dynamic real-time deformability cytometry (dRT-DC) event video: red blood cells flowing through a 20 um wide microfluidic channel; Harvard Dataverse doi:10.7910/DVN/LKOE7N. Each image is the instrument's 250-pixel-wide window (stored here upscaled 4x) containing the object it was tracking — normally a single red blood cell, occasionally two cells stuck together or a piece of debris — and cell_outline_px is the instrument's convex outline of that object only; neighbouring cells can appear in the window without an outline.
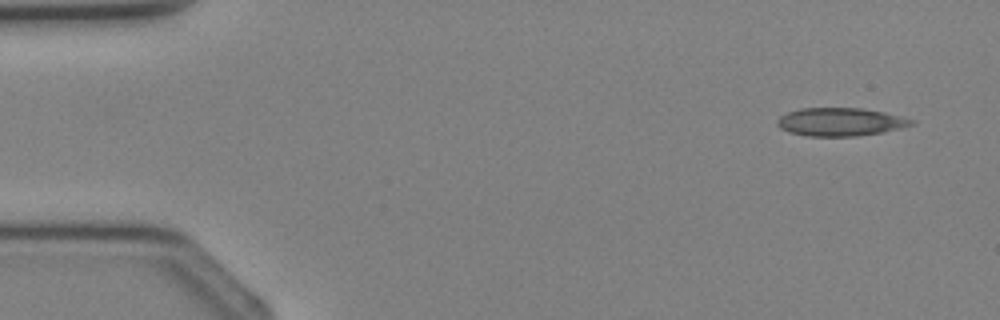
{"species": "Egyptian fruit bat (a non-hibernating species)", "species_latin": "Rousettus aegyptiacus", "temperature_condition": "cold", "stored_images_in_passage": 3, "camera_frame_rate_fps": 3000, "um_per_image_px": 0.085, "animal": {"sex": "female"}, "frame": {"image": 1, "passage_image": 1, "time_ms": 0.0, "image_size_px": [1000, 320], "cell_outline_px": [[916, 124], [884, 132], [856, 136], [808, 136], [788, 132], [780, 128], [776, 124], [776, 120], [780, 116], [788, 112], [800, 108], [864, 108], [884, 112], [916, 120]], "centroid_in_image_um": [71.44, 10.36], "position_along_channel_um": 13.6, "area_um2": 22.2}}
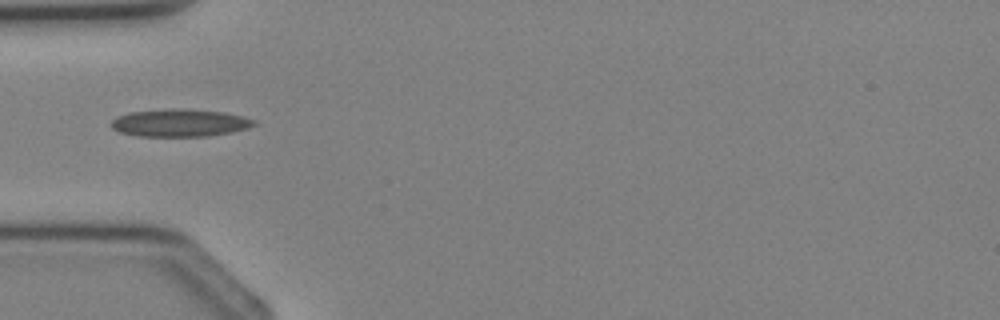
{"frame": {"image": 2, "passage_image": 3, "time_ms": 3.0, "image_size_px": [1000, 320], "cell_outline_px": [[256, 124], [248, 128], [232, 132], [208, 136], [136, 136], [120, 132], [112, 128], [112, 120], [116, 116], [128, 112], [168, 108], [184, 108], [224, 112], [244, 116], [256, 120]], "centroid_in_image_um": [15.29, 10.43], "position_along_channel_um": 69.7, "area_um2": 23.24}}